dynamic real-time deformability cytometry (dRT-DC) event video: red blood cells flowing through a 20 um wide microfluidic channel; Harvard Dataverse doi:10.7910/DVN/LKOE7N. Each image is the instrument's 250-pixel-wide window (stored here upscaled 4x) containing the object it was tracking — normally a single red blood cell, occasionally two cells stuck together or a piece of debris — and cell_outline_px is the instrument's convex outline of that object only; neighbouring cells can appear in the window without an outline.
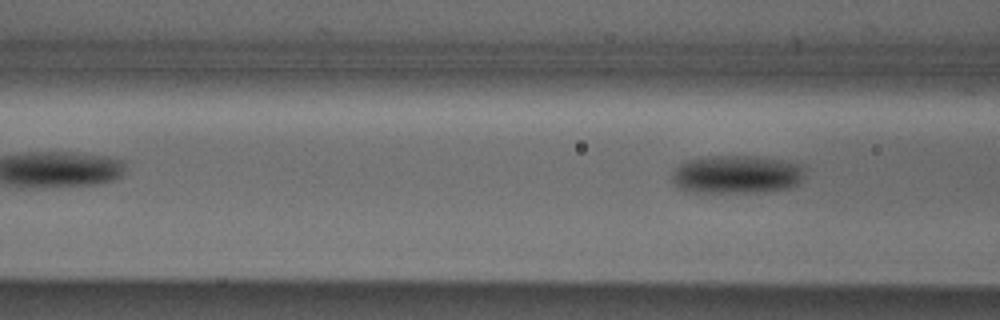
{"species": "Egyptian fruit bat (a non-hibernating species)", "species_latin": "Rousettus aegyptiacus", "temperature_condition": "cold", "stored_images_in_passage": 6, "camera_frame_rate_fps": 3000, "um_per_image_px": 0.085, "animal": {"sex": "male"}, "frame": {"image": 1, "passage_image": 6, "time_ms": 1.667, "image_size_px": [1000, 320], "cell_outline_px": [[804, 172], [800, 180], [796, 184], [788, 188], [768, 192], [692, 192], [680, 188], [672, 180], [672, 172], [680, 164], [688, 160], [708, 156], [752, 156], [780, 160], [804, 164]], "centroid_in_image_um": [62.63, 14.83], "position_along_channel_um": 104.0, "area_um2": 29.54}}